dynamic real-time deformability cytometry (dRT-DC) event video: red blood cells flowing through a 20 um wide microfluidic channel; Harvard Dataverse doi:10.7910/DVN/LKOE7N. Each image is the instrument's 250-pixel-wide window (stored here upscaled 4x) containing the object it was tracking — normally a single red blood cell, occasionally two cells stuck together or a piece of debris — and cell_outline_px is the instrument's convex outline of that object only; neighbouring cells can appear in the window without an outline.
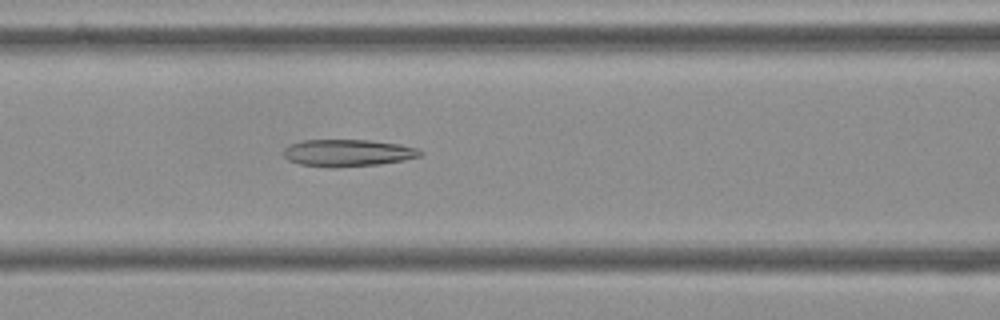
{"species": "Egyptian fruit bat (a non-hibernating species)", "species_latin": "Rousettus aegyptiacus", "temperature_condition": "cold", "stored_images_in_passage": 53, "camera_frame_rate_fps": 3000, "um_per_image_px": 0.085, "frame": {"image": 1, "passage_image": 21, "time_ms": 6.667, "image_size_px": [1000, 320], "cell_outline_px": [[424, 152], [420, 156], [404, 160], [380, 164], [336, 168], [328, 168], [300, 164], [288, 160], [284, 156], [284, 148], [288, 144], [304, 140], [368, 140], [400, 144], [420, 148]], "centroid_in_image_um": [29.57, 13.0], "position_along_channel_um": 137.0, "area_um2": 21.85}}
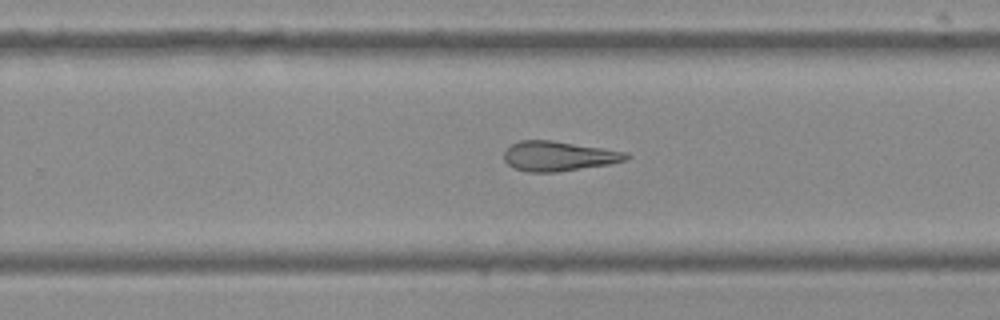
{"frame": {"image": 2, "passage_image": 33, "time_ms": 10.667, "image_size_px": [1000, 320], "cell_outline_px": [[628, 160], [608, 164], [556, 172], [528, 172], [512, 168], [504, 160], [504, 152], [512, 144], [520, 140], [552, 140], [628, 152]], "centroid_in_image_um": [47.46, 13.27], "position_along_channel_um": 282.3, "area_um2": 21.15}}
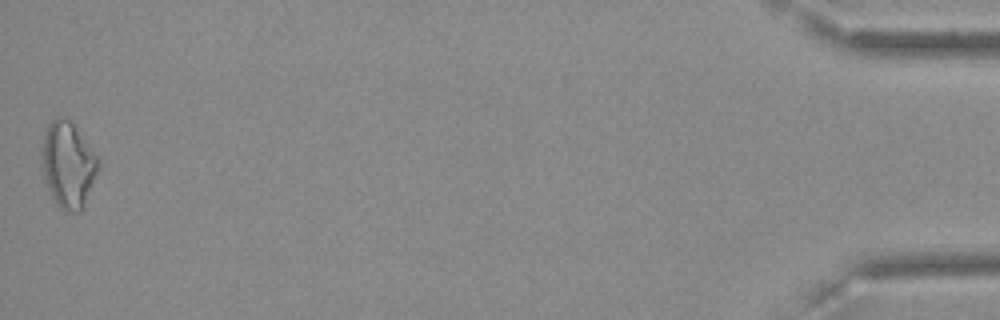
{"frame": {"image": 3, "passage_image": 53, "time_ms": 17.333, "image_size_px": [1000, 320], "cell_outline_px": [[100, 168], [84, 208], [80, 212], [64, 212], [56, 204], [44, 184], [40, 152], [44, 132], [48, 124], [56, 116], [64, 116], [72, 124], [100, 156]], "centroid_in_image_um": [5.79, 14.03], "position_along_channel_um": 429.4, "area_um2": 29.3}, "authors_computed_cell_mechanics": {"area_um2": 22.253, "velocity_mm_per_s": 3.6349, "shape_relaxation_time_tau1_ms": null, "shape_relaxation_time_tau2_ms": 5.338, "deformation_change_tau1": null, "deformation_change_tau2": 0.1766}}